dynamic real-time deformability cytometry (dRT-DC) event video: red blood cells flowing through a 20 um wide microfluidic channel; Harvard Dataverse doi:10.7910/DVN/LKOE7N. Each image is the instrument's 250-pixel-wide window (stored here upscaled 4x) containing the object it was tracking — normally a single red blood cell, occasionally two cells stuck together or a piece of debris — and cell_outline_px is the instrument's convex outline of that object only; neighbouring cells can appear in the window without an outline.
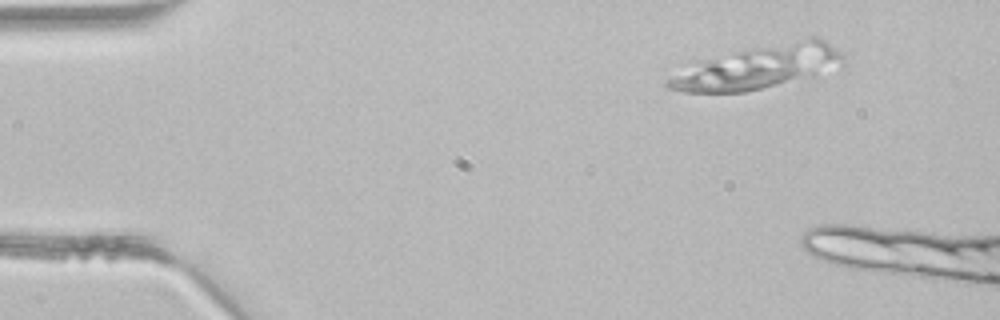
{"species": "common noctule bat (a hibernating species)", "species_latin": "Nyctalus noctula", "temperature_condition": "room temperature", "stored_images_in_passage": 3, "camera_frame_rate_fps": 3000, "um_per_image_px": 0.085, "animal": {"sex": "male", "body_mass_g": 21.5, "forearm_length_mm": 52.0}, "frame": {"image": 1, "passage_image": 2, "time_ms": 0.333, "image_size_px": [1000, 320], "cell_outline_px": [[848, 64], [816, 76], [744, 92], [684, 92], [668, 88], [664, 84], [664, 80], [668, 76], [692, 60], [808, 36], [812, 36], [824, 40], [840, 52], [844, 56]], "centroid_in_image_um": [64.4, 5.69], "position_along_channel_um": 20.6, "area_um2": 45.43}}